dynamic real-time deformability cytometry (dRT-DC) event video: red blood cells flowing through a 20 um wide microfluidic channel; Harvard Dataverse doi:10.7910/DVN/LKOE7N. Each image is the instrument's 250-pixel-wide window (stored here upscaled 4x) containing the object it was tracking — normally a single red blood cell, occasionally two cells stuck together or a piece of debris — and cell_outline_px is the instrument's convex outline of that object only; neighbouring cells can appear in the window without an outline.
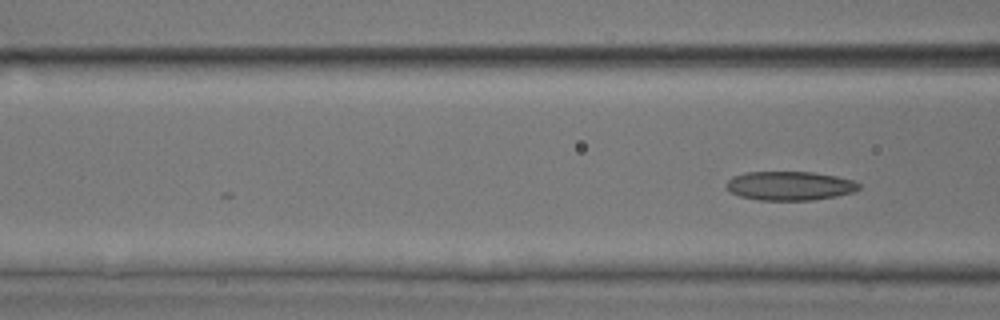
{"species": "common noctule bat (a hibernating species)", "species_latin": "Nyctalus noctula", "temperature_condition": "room temperature", "stored_images_in_passage": 19, "camera_frame_rate_fps": 3000, "um_per_image_px": 0.085, "animal": {"sex": "male", "body_mass_g": 17.9, "forearm_length_mm": 54.2}, "frame": {"image": 1, "passage_image": 19, "time_ms": 6.0, "image_size_px": [1000, 320], "cell_outline_px": [[860, 188], [852, 192], [836, 196], [812, 200], [760, 200], [740, 196], [728, 192], [724, 188], [724, 184], [732, 176], [748, 172], [812, 172], [836, 176], [856, 180], [860, 184]], "centroid_in_image_um": [67.09, 15.79], "position_along_channel_um": 99.5, "area_um2": 22.6}}